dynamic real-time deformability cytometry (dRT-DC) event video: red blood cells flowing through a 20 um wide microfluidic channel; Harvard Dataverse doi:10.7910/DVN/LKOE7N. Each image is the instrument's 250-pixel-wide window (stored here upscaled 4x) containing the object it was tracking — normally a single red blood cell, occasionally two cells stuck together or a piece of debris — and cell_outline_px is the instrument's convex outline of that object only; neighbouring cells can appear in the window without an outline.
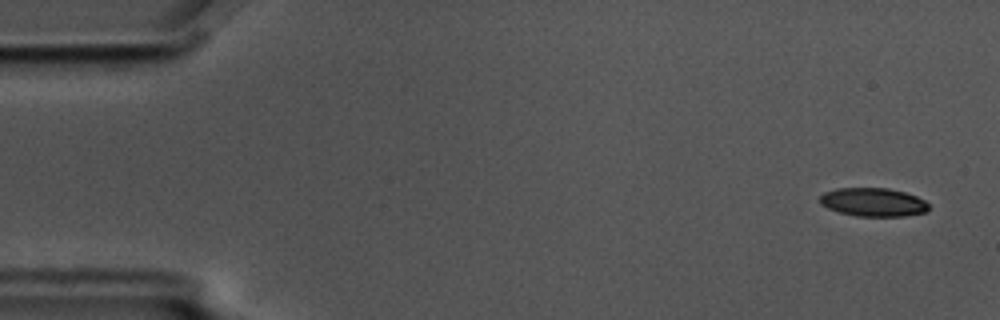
{"species": "common noctule bat (a hibernating species)", "species_latin": "Nyctalus noctula", "temperature_condition": "cold", "stored_images_in_passage": 5, "camera_frame_rate_fps": 3000, "um_per_image_px": 0.085, "animal": {"sex": "male", "body_mass_g": 17.5, "forearm_length_mm": 52.3}, "frame": {"image": 1, "passage_image": 1, "time_ms": 0.0, "image_size_px": [1000, 320], "cell_outline_px": [[928, 212], [904, 216], [856, 216], [840, 212], [828, 208], [820, 204], [820, 196], [824, 192], [836, 188], [888, 188], [904, 192], [916, 196], [924, 200], [928, 204]], "centroid_in_image_um": [74.22, 17.18], "position_along_channel_um": 10.8, "area_um2": 18.09}}